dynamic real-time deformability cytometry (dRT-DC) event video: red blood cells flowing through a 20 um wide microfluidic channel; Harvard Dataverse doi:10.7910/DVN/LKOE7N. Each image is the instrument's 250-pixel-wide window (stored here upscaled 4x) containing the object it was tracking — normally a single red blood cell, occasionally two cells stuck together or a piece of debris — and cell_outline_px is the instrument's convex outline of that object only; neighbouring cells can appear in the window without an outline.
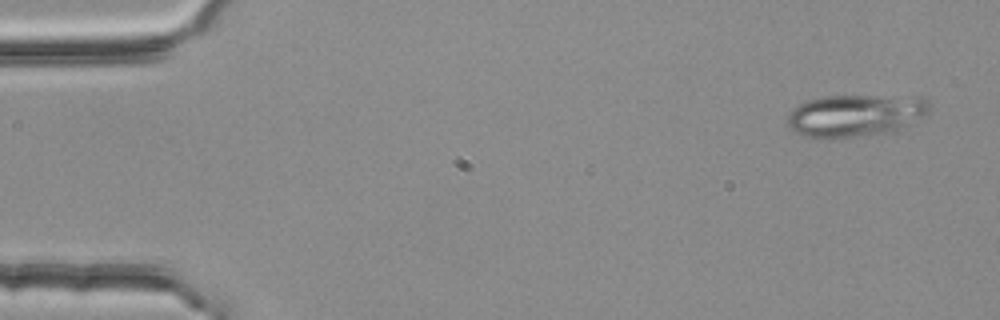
{"species": "common noctule bat (a hibernating species)", "species_latin": "Nyctalus noctula", "temperature_condition": "room temperature", "stored_images_in_passage": 7, "camera_frame_rate_fps": 3000, "um_per_image_px": 0.085, "animal": {"sex": "female", "body_mass_g": 25.1}, "frame": {"image": 1, "passage_image": 1, "time_ms": 0.0, "image_size_px": [1000, 320], "cell_outline_px": [[928, 108], [924, 116], [912, 124], [896, 132], [852, 136], [804, 136], [792, 132], [788, 128], [788, 112], [792, 108], [808, 100], [824, 96], [920, 96], [928, 100]], "centroid_in_image_um": [72.73, 9.79], "position_along_channel_um": 12.3, "area_um2": 34.8}}